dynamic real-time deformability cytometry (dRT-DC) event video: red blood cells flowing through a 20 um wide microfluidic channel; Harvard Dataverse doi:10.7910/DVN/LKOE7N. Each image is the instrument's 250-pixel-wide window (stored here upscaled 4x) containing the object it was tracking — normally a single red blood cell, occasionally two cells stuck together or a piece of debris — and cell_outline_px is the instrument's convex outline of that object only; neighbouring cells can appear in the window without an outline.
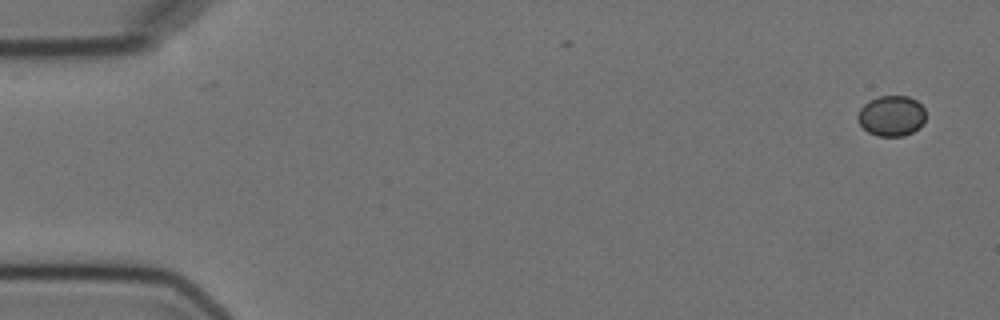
{"species": "Egyptian fruit bat (a non-hibernating species)", "species_latin": "Rousettus aegyptiacus", "temperature_condition": "cold", "stored_images_in_passage": 3, "camera_frame_rate_fps": 3000, "um_per_image_px": 0.085, "animal": {"sex": "female"}, "frame": {"image": 1, "passage_image": 1, "time_ms": 0.0, "image_size_px": [1000, 320], "cell_outline_px": [[924, 124], [920, 128], [904, 136], [876, 136], [868, 132], [860, 124], [856, 116], [860, 108], [868, 100], [880, 96], [908, 96], [916, 100], [924, 108]], "centroid_in_image_um": [75.77, 9.85], "position_along_channel_um": 9.2, "area_um2": 16.18}}